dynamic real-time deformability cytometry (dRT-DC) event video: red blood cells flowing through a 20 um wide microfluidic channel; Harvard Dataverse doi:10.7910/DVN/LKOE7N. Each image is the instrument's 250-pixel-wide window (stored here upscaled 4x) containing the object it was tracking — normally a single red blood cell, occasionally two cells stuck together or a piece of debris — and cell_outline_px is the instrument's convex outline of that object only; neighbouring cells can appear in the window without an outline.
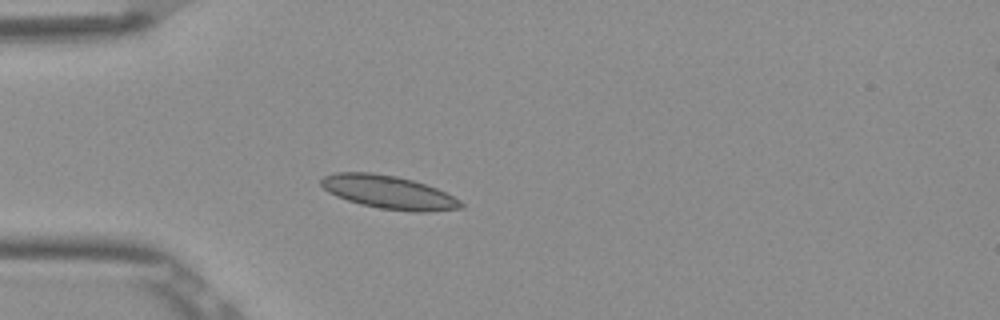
{"species": "Egyptian fruit bat (a non-hibernating species)", "species_latin": "Rousettus aegyptiacus", "temperature_condition": "room temperature", "stored_images_in_passage": 3, "camera_frame_rate_fps": 3000, "um_per_image_px": 0.085, "frame": {"image": 1, "passage_image": 3, "time_ms": 0.667, "image_size_px": [1000, 320], "cell_outline_px": [[464, 208], [428, 212], [416, 212], [380, 208], [360, 204], [336, 196], [328, 192], [320, 184], [320, 180], [324, 176], [336, 172], [372, 172], [396, 176], [412, 180], [436, 188], [460, 200], [464, 204]], "centroid_in_image_um": [33.03, 16.34], "position_along_channel_um": 52.0, "area_um2": 27.05}}